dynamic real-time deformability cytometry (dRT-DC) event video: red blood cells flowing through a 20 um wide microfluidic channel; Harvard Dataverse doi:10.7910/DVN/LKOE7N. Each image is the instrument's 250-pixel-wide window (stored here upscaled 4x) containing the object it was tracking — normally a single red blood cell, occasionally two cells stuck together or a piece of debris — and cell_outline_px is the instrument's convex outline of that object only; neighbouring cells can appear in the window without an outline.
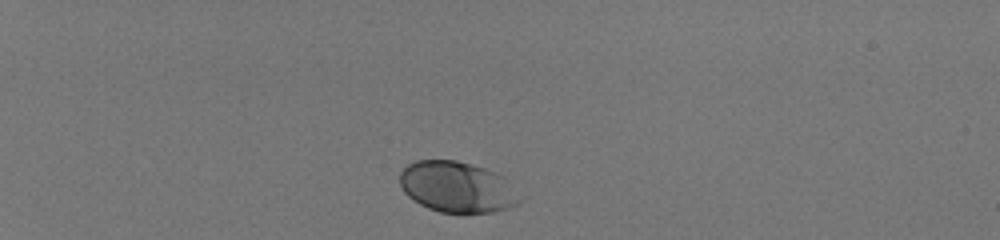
{"species": "human", "species_latin": "Homo sapiens", "temperature_condition": "room temperature", "stored_images_in_passage": 37, "camera_frame_rate_fps": 3000, "um_per_image_px": 0.085, "donor": {"sex": "male"}, "frame": {"image": 1, "passage_image": 1, "time_ms": 0.0, "image_size_px": [1000, 240], "cell_outline_px": [[520, 200], [516, 204], [508, 208], [492, 212], [440, 212], [428, 208], [412, 200], [404, 192], [400, 184], [400, 172], [408, 164], [416, 160], [456, 160], [484, 168], [496, 172], [504, 176]], "centroid_in_image_um": [38.8, 15.89], "position_along_channel_um": 46.2, "area_um2": 35.2}}
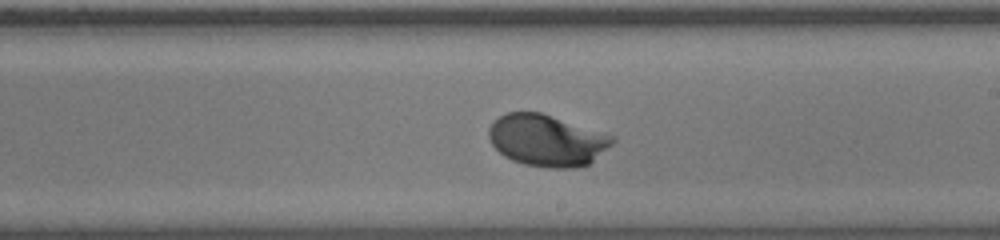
{"frame": {"image": 2, "passage_image": 22, "time_ms": 7.0, "image_size_px": [1000, 240], "cell_outline_px": [[616, 140], [612, 144], [588, 164], [576, 168], [548, 168], [524, 164], [512, 160], [504, 156], [492, 144], [488, 136], [488, 128], [500, 116], [508, 112], [540, 112], [616, 136]], "centroid_in_image_um": [46.49, 11.93], "position_along_channel_um": 242.5, "area_um2": 37.05}}
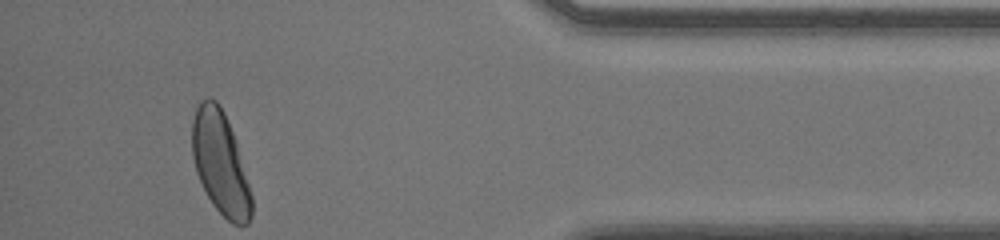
{"frame": {"image": 3, "passage_image": 37, "time_ms": 12.0, "image_size_px": [1000, 240], "cell_outline_px": [[252, 216], [248, 224], [232, 224], [212, 204], [196, 172], [192, 156], [192, 120], [196, 108], [200, 100], [208, 96], [216, 100], [220, 104], [224, 112], [232, 132], [236, 144], [252, 196]], "centroid_in_image_um": [18.71, 13.84], "position_along_channel_um": 416.5, "area_um2": 35.26}, "authors_computed_cell_mechanics": {"area_um2": 35.3158, "velocity_mm_per_s": 3.998, "shape_relaxation_time_tau1_ms": 1.8919, "shape_relaxation_time_tau2_ms": null, "deformation_change_tau1": 0.1338, "deformation_change_tau2": null}}